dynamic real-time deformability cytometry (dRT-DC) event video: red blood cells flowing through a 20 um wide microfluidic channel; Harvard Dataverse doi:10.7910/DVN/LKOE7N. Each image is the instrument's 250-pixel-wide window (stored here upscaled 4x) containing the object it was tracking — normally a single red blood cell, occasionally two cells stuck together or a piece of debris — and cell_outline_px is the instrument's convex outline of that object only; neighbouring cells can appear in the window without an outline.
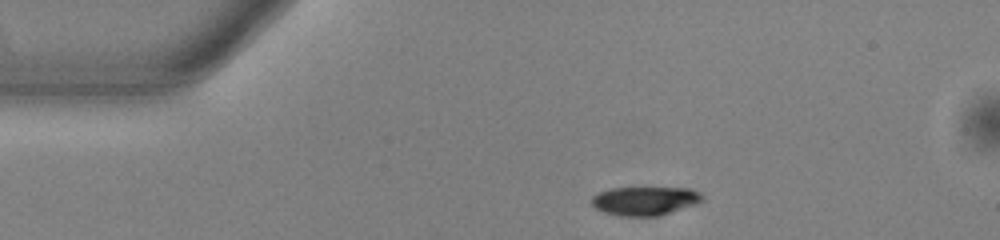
{"species": "common noctule bat (a hibernating species)", "species_latin": "Nyctalus noctula", "temperature_condition": "warm", "stored_images_in_passage": 52, "camera_frame_rate_fps": 3000, "um_per_image_px": 0.085, "animal": {"sex": "male", "body_mass_g": 13.0, "forearm_length_mm": 53.1}, "frame": {"image": 1, "passage_image": 9, "time_ms": 2.667, "image_size_px": [1000, 240], "cell_outline_px": [[704, 200], [696, 204], [656, 216], [620, 216], [604, 212], [596, 208], [592, 204], [592, 196], [608, 188], [692, 188], [700, 192], [704, 196]], "centroid_in_image_um": [54.84, 17.06], "position_along_channel_um": 30.2, "area_um2": 18.5}}
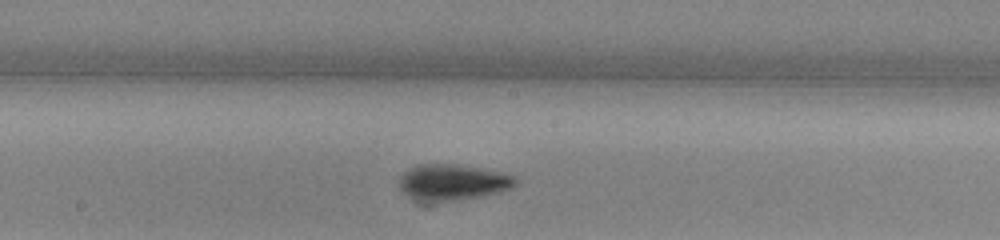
{"frame": {"image": 2, "passage_image": 27, "time_ms": 8.667, "image_size_px": [1000, 240], "cell_outline_px": [[516, 184], [512, 188], [480, 196], [428, 204], [420, 204], [412, 200], [400, 188], [400, 176], [408, 168], [416, 164], [460, 164], [480, 168], [516, 176]], "centroid_in_image_um": [38.39, 15.51], "position_along_channel_um": 209.8, "area_um2": 24.8}}
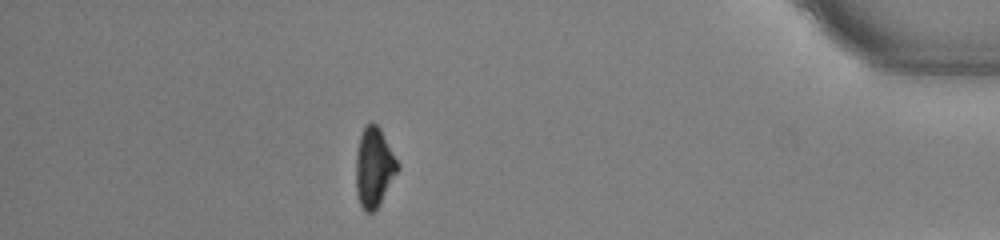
{"frame": {"image": 3, "passage_image": 46, "time_ms": 15.0, "image_size_px": [1000, 240], "cell_outline_px": [[400, 168], [380, 204], [372, 212], [364, 212], [360, 204], [356, 192], [356, 152], [360, 136], [364, 128], [372, 120], [380, 128], [400, 164]], "centroid_in_image_um": [31.8, 14.23], "position_along_channel_um": 403.4, "area_um2": 19.48}, "authors_computed_cell_mechanics": {"area_um2": 20.5768, "velocity_mm_per_s": 3.8394, "shape_relaxation_time_tau1_ms": 2.0079, "shape_relaxation_time_tau2_ms": 7.6893, "deformation_change_tau1": 0.1122, "deformation_change_tau2": 0.1241}}